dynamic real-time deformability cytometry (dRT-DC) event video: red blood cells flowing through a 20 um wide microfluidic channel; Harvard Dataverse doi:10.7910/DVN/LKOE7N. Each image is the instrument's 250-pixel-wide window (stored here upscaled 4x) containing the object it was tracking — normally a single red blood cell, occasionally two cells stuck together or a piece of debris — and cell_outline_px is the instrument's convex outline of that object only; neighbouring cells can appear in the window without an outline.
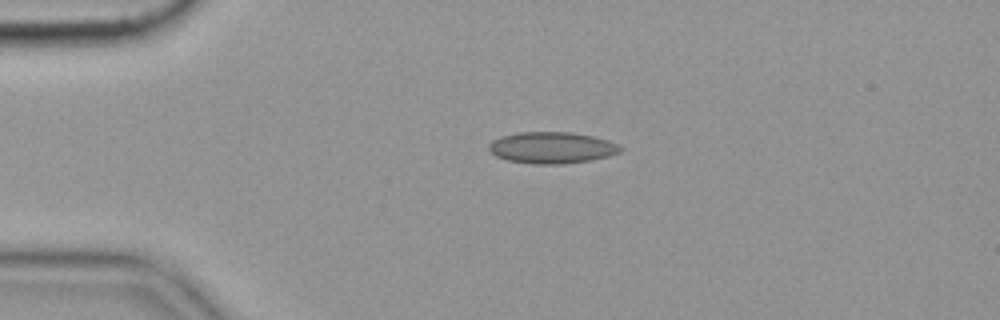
{"species": "common noctule bat (a hibernating species)", "species_latin": "Nyctalus noctula", "temperature_condition": "cold", "stored_images_in_passage": 38, "camera_frame_rate_fps": 3000, "um_per_image_px": 0.085, "animal": {"sex": "female", "body_mass_g": 19.9}, "frame": {"image": 1, "passage_image": 1, "time_ms": 0.0, "image_size_px": [1000, 320], "cell_outline_px": [[624, 148], [620, 152], [608, 156], [592, 160], [560, 164], [532, 164], [508, 160], [496, 156], [488, 148], [488, 144], [492, 140], [500, 136], [516, 132], [572, 132], [592, 136], [608, 140], [620, 144]], "centroid_in_image_um": [46.92, 12.54], "position_along_channel_um": 38.1, "area_um2": 24.33}, "authors_computed_cell_mechanics": {"area_um2": 22.0218, "velocity_mm_per_s": 3.5534, "shape_relaxation_time_tau1_ms": null, "shape_relaxation_time_tau2_ms": 1.8841, "deformation_change_tau1": null, "deformation_change_tau2": 0.0933}}